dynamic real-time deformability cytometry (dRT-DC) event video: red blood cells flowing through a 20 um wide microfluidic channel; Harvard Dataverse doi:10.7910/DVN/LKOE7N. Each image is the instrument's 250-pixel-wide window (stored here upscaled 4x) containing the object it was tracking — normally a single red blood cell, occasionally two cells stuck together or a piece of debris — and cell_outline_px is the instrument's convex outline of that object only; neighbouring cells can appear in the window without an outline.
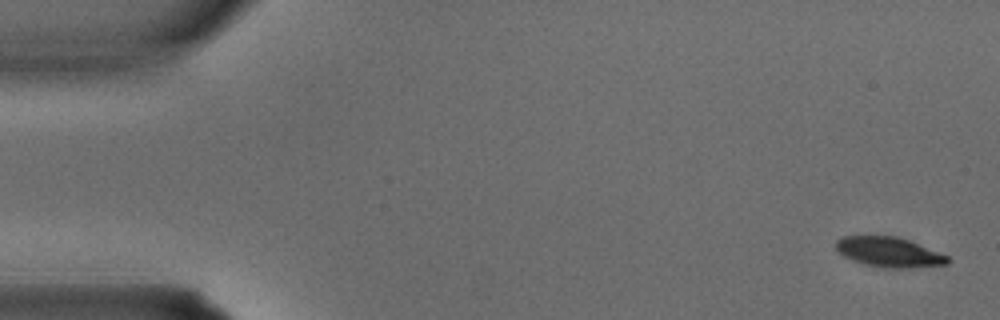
{"species": "common noctule bat (a hibernating species)", "species_latin": "Nyctalus noctula", "temperature_condition": "warm", "stored_images_in_passage": 3, "camera_frame_rate_fps": 3000, "um_per_image_px": 0.085, "animal": {"sex": "male", "body_mass_g": 15.6}, "frame": {"image": 1, "passage_image": 1, "time_ms": 0.0, "image_size_px": [1000, 320], "cell_outline_px": [[952, 260], [948, 264], [908, 268], [884, 268], [864, 264], [852, 260], [844, 256], [836, 248], [836, 240], [840, 236], [896, 236], [908, 240], [948, 256]], "centroid_in_image_um": [75.56, 21.43], "position_along_channel_um": 9.4, "area_um2": 19.42}}
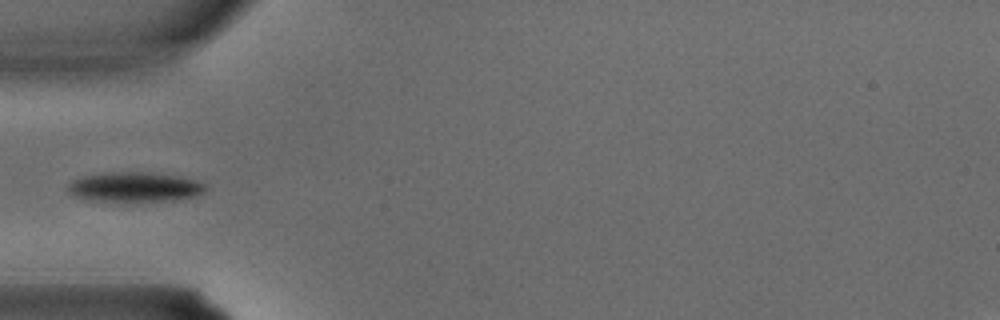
{"frame": {"image": 2, "passage_image": 3, "time_ms": 0.667, "image_size_px": [1000, 320], "cell_outline_px": [[204, 188], [200, 192], [192, 196], [172, 200], [88, 200], [72, 196], [68, 192], [68, 184], [72, 180], [84, 176], [100, 172], [152, 172], [180, 176], [196, 180], [204, 184]], "centroid_in_image_um": [11.35, 15.86], "position_along_channel_um": 73.6, "area_um2": 23.47}}